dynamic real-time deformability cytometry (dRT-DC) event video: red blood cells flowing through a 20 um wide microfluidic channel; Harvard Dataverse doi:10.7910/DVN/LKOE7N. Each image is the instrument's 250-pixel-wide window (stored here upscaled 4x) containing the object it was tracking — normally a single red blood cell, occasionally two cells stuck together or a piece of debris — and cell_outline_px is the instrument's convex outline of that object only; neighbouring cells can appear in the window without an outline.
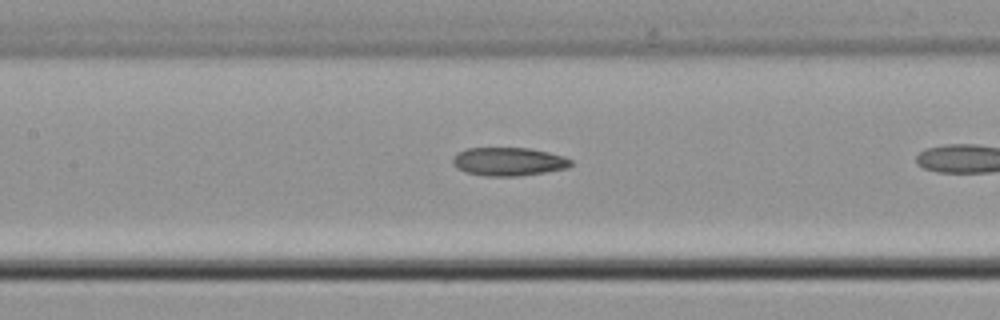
{"species": "common noctule bat (a hibernating species)", "species_latin": "Nyctalus noctula", "temperature_condition": "cold", "stored_images_in_passage": 17, "camera_frame_rate_fps": 3000, "um_per_image_px": 0.085, "animal": {"sex": "male", "body_mass_g": 21.5, "forearm_length_mm": 52.0}, "frame": {"image": 1, "passage_image": 10, "time_ms": 3.0, "image_size_px": [1000, 320], "cell_outline_px": [[572, 164], [568, 168], [520, 176], [484, 176], [468, 172], [456, 168], [452, 164], [452, 156], [468, 148], [528, 148], [548, 152], [564, 156], [572, 160]], "centroid_in_image_um": [43.23, 13.74], "position_along_channel_um": 164.2, "area_um2": 19.54}}